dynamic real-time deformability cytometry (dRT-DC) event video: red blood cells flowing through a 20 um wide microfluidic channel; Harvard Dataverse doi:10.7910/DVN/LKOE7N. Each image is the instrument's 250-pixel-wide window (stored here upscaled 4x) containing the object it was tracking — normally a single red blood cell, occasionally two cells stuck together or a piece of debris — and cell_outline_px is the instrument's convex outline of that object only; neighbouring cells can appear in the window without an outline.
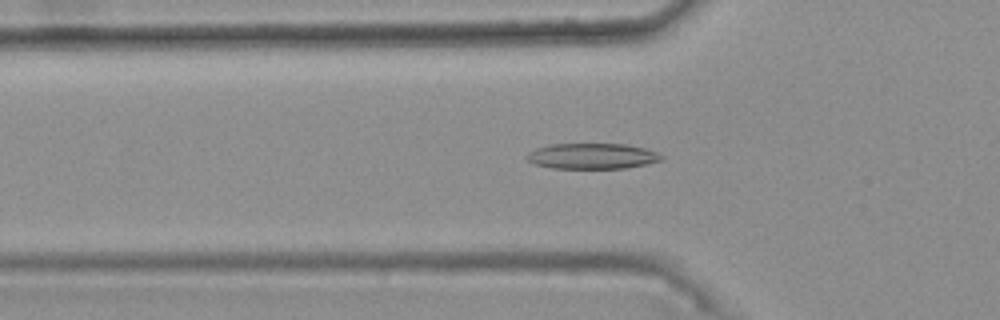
{"species": "common noctule bat (a hibernating species)", "species_latin": "Nyctalus noctula", "temperature_condition": "warm", "stored_images_in_passage": 46, "camera_frame_rate_fps": 3000, "um_per_image_px": 0.085, "animal": {"sex": "female", "body_mass_g": 25.1}, "frame": {"image": 1, "passage_image": 17, "time_ms": 5.333, "image_size_px": [1000, 320], "cell_outline_px": [[664, 160], [624, 168], [552, 168], [536, 164], [528, 160], [524, 156], [528, 152], [536, 148], [548, 144], [628, 144], [644, 148], [656, 152], [664, 156]], "centroid_in_image_um": [50.32, 13.26], "position_along_channel_um": 75.5, "area_um2": 20.11}}
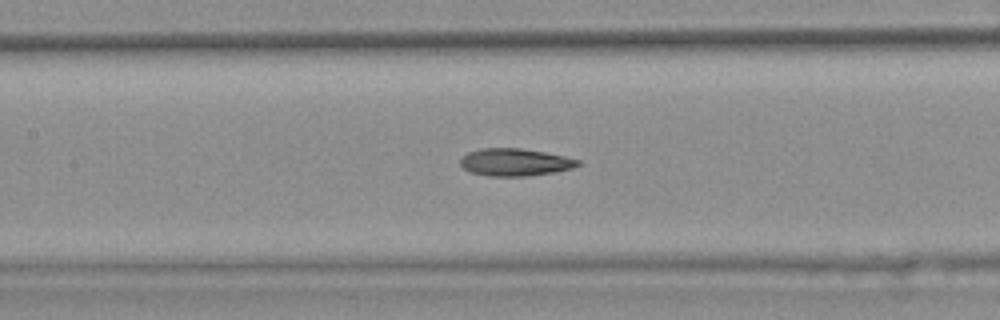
{"frame": {"image": 2, "passage_image": 24, "time_ms": 7.667, "image_size_px": [1000, 320], "cell_outline_px": [[580, 164], [572, 168], [556, 172], [528, 176], [488, 176], [472, 172], [464, 168], [460, 164], [460, 160], [468, 152], [480, 148], [520, 148], [544, 152], [564, 156], [580, 160]], "centroid_in_image_um": [43.78, 13.79], "position_along_channel_um": 163.6, "area_um2": 18.73}}
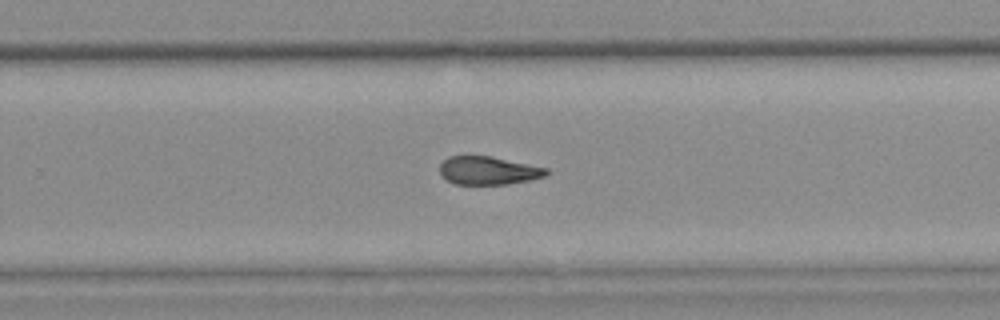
{"frame": {"image": 3, "passage_image": 34, "time_ms": 11.0, "image_size_px": [1000, 320], "cell_outline_px": [[548, 172], [544, 176], [528, 180], [508, 184], [456, 184], [448, 180], [440, 172], [440, 164], [448, 156], [492, 156], [548, 168]], "centroid_in_image_um": [41.51, 14.49], "position_along_channel_um": 288.3, "area_um2": 17.34}, "authors_computed_cell_mechanics": {"area_um2": 18.9584, "velocity_mm_per_s": 3.7554, "shape_relaxation_time_tau1_ms": null, "shape_relaxation_time_tau2_ms": 4.0214, "deformation_change_tau1": null, "deformation_change_tau2": 0.1295}}